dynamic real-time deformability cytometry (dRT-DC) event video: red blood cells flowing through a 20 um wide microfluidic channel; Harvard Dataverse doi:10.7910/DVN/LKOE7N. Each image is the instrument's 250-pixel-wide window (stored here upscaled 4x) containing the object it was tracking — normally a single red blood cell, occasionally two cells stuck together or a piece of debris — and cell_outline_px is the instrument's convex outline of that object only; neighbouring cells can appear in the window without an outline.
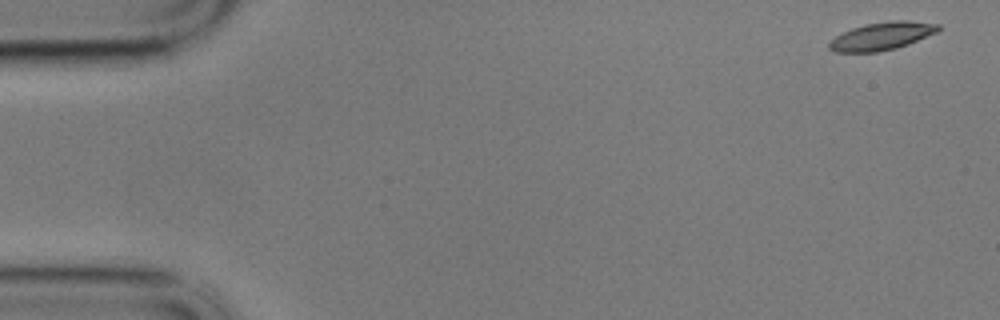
{"species": "common noctule bat (a hibernating species)", "species_latin": "Nyctalus noctula", "temperature_condition": "cold", "stored_images_in_passage": 58, "camera_frame_rate_fps": 3000, "um_per_image_px": 0.085, "animal": {"sex": "male", "body_mass_g": 17.9}, "frame": {"image": 1, "passage_image": 1, "time_ms": 0.0, "image_size_px": [1000, 320], "cell_outline_px": [[940, 28], [936, 32], [908, 44], [896, 48], [876, 52], [836, 52], [828, 48], [828, 44], [836, 36], [852, 28], [864, 24], [888, 20], [908, 20], [940, 24]], "centroid_in_image_um": [74.95, 3.05], "position_along_channel_um": 10.0, "area_um2": 17.63}}
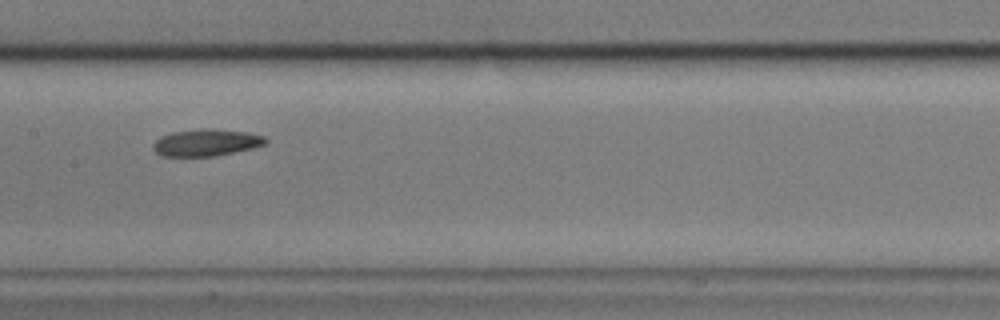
{"frame": {"image": 2, "passage_image": 28, "time_ms": 9.0, "image_size_px": [1000, 320], "cell_outline_px": [[268, 144], [252, 148], [212, 156], [164, 156], [156, 152], [152, 148], [152, 144], [160, 136], [172, 132], [200, 128], [212, 128], [244, 132], [264, 136], [268, 140]], "centroid_in_image_um": [17.52, 12.11], "position_along_channel_um": 189.9, "area_um2": 17.63}}
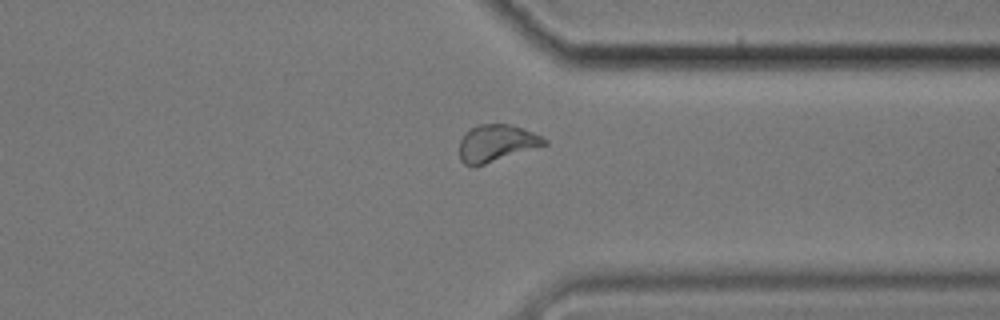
{"frame": {"image": 3, "passage_image": 44, "time_ms": 14.333, "image_size_px": [1000, 320], "cell_outline_px": [[548, 144], [476, 168], [464, 164], [460, 160], [460, 140], [464, 132], [480, 124], [508, 124], [532, 132], [548, 140]], "centroid_in_image_um": [42.17, 12.21], "position_along_channel_um": 369.2, "area_um2": 18.5}, "authors_computed_cell_mechanics": {"area_um2": 18.1492, "velocity_mm_per_s": 3.3906, "shape_relaxation_time_tau1_ms": 6.97, "shape_relaxation_time_tau2_ms": 4.6645, "deformation_change_tau1": 0.1323, "deformation_change_tau2": 0.1047}}